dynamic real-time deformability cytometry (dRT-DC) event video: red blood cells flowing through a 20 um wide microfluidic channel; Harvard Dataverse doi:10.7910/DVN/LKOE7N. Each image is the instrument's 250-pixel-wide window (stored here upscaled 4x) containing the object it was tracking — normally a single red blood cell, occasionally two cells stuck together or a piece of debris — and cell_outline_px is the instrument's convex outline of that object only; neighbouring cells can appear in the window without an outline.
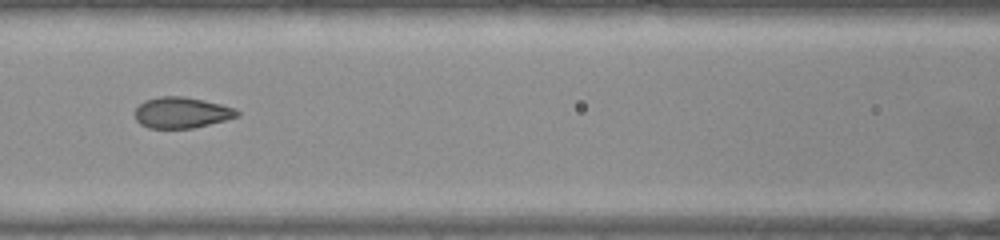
{"species": "common noctule bat (a hibernating species)", "species_latin": "Nyctalus noctula", "temperature_condition": "warm", "stored_images_in_passage": 52, "camera_frame_rate_fps": 3000, "um_per_image_px": 0.085, "animal": {"sex": "female", "body_mass_g": 22.0, "forearm_length_mm": 56.7}, "frame": {"image": 1, "passage_image": 23, "time_ms": 7.333, "image_size_px": [1000, 240], "cell_outline_px": [[240, 116], [192, 128], [148, 128], [140, 124], [136, 120], [136, 108], [144, 100], [160, 96], [184, 96], [220, 104], [236, 108], [240, 112]], "centroid_in_image_um": [15.44, 9.57], "position_along_channel_um": 151.2, "area_um2": 18.38}}